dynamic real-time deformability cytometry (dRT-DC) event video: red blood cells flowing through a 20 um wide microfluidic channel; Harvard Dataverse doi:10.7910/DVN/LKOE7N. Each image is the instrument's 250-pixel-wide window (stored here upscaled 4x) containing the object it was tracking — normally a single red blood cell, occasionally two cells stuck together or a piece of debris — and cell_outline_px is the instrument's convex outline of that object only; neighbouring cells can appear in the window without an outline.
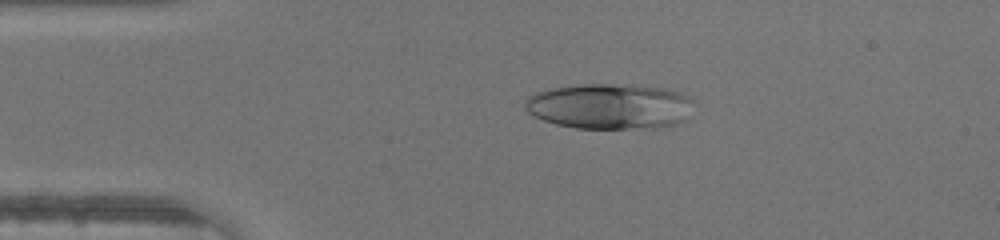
{"species": "human", "species_latin": "Homo sapiens", "temperature_condition": "warm", "stored_images_in_passage": 45, "camera_frame_rate_fps": 3000, "um_per_image_px": 0.085, "donor": {"sex": "male"}, "frame": {"image": 1, "passage_image": 9, "time_ms": 2.667, "image_size_px": [1000, 240], "cell_outline_px": [[692, 100], [684, 120], [676, 124], [652, 128], [576, 128], [556, 124], [532, 116], [524, 108], [524, 100], [528, 96], [536, 92], [552, 88], [580, 84], [632, 84], [668, 88], [692, 96]], "centroid_in_image_um": [51.8, 9.02], "position_along_channel_um": 33.2, "area_um2": 45.08}}
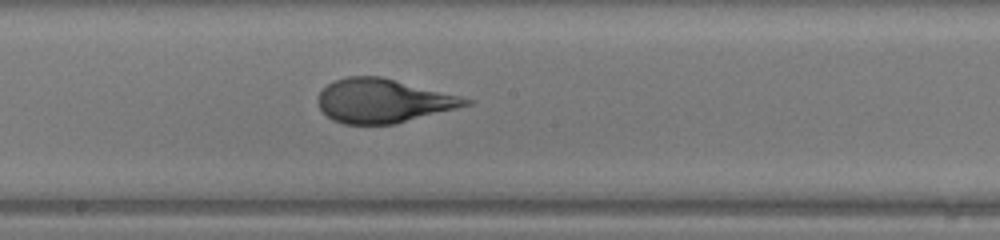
{"frame": {"image": 2, "passage_image": 24, "time_ms": 7.667, "image_size_px": [1000, 240], "cell_outline_px": [[476, 100], [472, 104], [396, 124], [344, 124], [332, 120], [320, 108], [316, 100], [320, 92], [328, 84], [336, 80], [348, 76], [380, 76]], "centroid_in_image_um": [32.57, 8.58], "position_along_channel_um": 215.6, "area_um2": 37.63}}
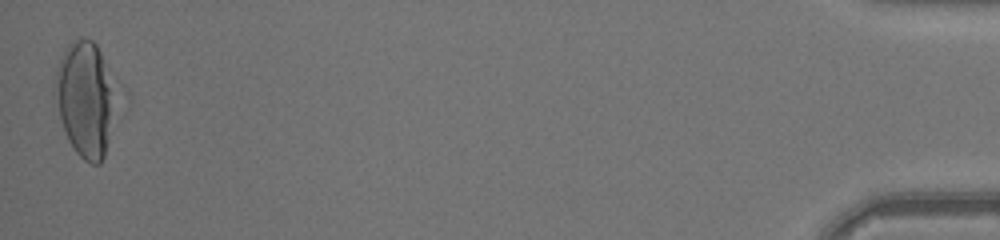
{"frame": {"image": 3, "passage_image": 45, "time_ms": 14.667, "image_size_px": [1000, 240], "cell_outline_px": [[116, 92], [108, 140], [104, 156], [100, 164], [92, 164], [84, 160], [76, 152], [68, 140], [60, 116], [52, 88], [56, 68], [68, 44], [72, 40], [84, 36], [92, 40], [96, 44], [100, 52]], "centroid_in_image_um": [7.21, 8.39], "position_along_channel_um": 428.0, "area_um2": 40.46}}